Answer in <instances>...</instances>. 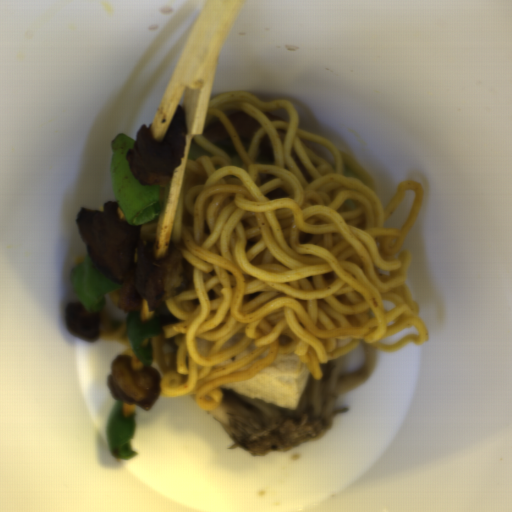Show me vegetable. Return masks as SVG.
I'll return each mask as SVG.
<instances>
[{
	"instance_id": "vegetable-4",
	"label": "vegetable",
	"mask_w": 512,
	"mask_h": 512,
	"mask_svg": "<svg viewBox=\"0 0 512 512\" xmlns=\"http://www.w3.org/2000/svg\"><path fill=\"white\" fill-rule=\"evenodd\" d=\"M141 316V308L137 311H129L126 321L127 337L142 365L152 367L154 362L152 338L160 335L161 322L159 318L141 321Z\"/></svg>"
},
{
	"instance_id": "vegetable-3",
	"label": "vegetable",
	"mask_w": 512,
	"mask_h": 512,
	"mask_svg": "<svg viewBox=\"0 0 512 512\" xmlns=\"http://www.w3.org/2000/svg\"><path fill=\"white\" fill-rule=\"evenodd\" d=\"M123 404L124 401L115 398L108 421L107 444L110 455L121 460H128L137 455L132 448L137 414L133 412L130 415H125Z\"/></svg>"
},
{
	"instance_id": "vegetable-1",
	"label": "vegetable",
	"mask_w": 512,
	"mask_h": 512,
	"mask_svg": "<svg viewBox=\"0 0 512 512\" xmlns=\"http://www.w3.org/2000/svg\"><path fill=\"white\" fill-rule=\"evenodd\" d=\"M134 142L123 133L113 138L109 173L120 211L130 225L156 220L161 214L160 186H142L132 175L127 154Z\"/></svg>"
},
{
	"instance_id": "vegetable-2",
	"label": "vegetable",
	"mask_w": 512,
	"mask_h": 512,
	"mask_svg": "<svg viewBox=\"0 0 512 512\" xmlns=\"http://www.w3.org/2000/svg\"><path fill=\"white\" fill-rule=\"evenodd\" d=\"M69 275L76 300L89 311L100 312L106 306V294L122 287L104 276L89 254L70 269Z\"/></svg>"
}]
</instances>
